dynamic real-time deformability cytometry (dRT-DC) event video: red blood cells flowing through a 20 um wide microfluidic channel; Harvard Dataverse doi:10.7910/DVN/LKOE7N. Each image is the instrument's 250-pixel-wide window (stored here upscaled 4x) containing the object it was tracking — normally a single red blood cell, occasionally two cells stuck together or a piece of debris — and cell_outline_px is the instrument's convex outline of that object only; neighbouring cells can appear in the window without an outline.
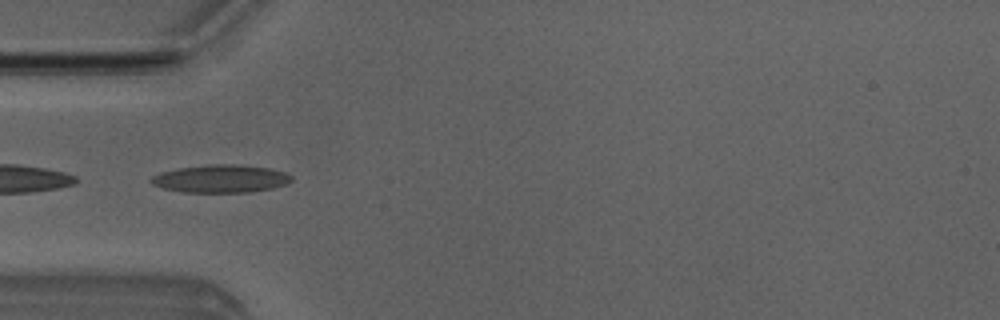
{"species": "Egyptian fruit bat (a non-hibernating species)", "species_latin": "Rousettus aegyptiacus", "temperature_condition": "room temperature", "stored_images_in_passage": 8, "camera_frame_rate_fps": 3000, "um_per_image_px": 0.085, "animal": {"sex": "male"}, "frame": {"image": 1, "passage_image": 4, "time_ms": 4.0, "image_size_px": [1000, 320], "cell_outline_px": [[292, 180], [288, 184], [272, 188], [248, 192], [180, 192], [164, 188], [152, 184], [148, 180], [152, 176], [160, 172], [180, 168], [208, 164], [236, 164], [268, 168], [284, 172], [292, 176]], "centroid_in_image_um": [18.75, 15.19], "position_along_channel_um": 66.3, "area_um2": 22.77}}
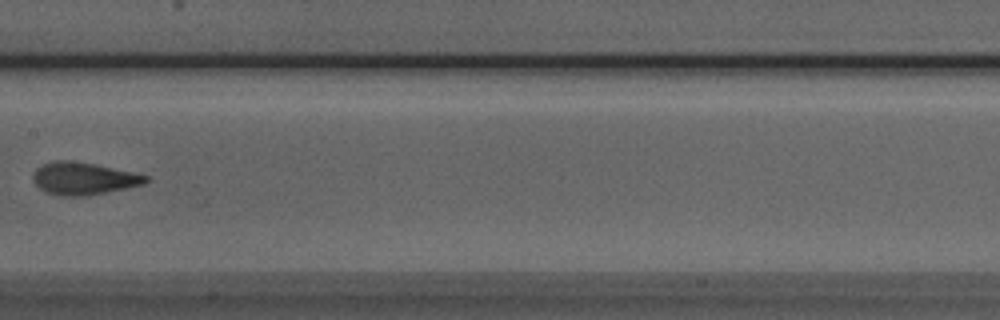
{"frame": {"image": 2, "passage_image": 7, "time_ms": 7.333, "image_size_px": [1000, 320], "cell_outline_px": [[148, 180], [144, 184], [88, 196], [60, 196], [48, 192], [40, 188], [32, 180], [32, 176], [36, 168], [52, 160], [68, 160], [96, 164], [132, 172], [148, 176]], "centroid_in_image_um": [7.08, 15.17], "position_along_channel_um": 200.3, "area_um2": 21.21}}
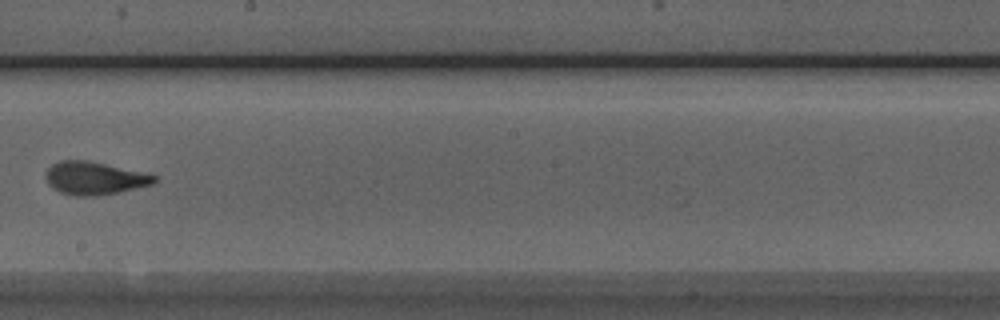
{"frame": {"image": 3, "passage_image": 8, "time_ms": 8.333, "image_size_px": [1000, 320], "cell_outline_px": [[160, 180], [152, 184], [116, 192], [96, 196], [76, 196], [60, 192], [52, 188], [48, 184], [44, 176], [44, 172], [52, 164], [60, 160], [88, 160], [156, 176]], "centroid_in_image_um": [7.95, 15.14], "position_along_channel_um": 240.2, "area_um2": 20.63}}